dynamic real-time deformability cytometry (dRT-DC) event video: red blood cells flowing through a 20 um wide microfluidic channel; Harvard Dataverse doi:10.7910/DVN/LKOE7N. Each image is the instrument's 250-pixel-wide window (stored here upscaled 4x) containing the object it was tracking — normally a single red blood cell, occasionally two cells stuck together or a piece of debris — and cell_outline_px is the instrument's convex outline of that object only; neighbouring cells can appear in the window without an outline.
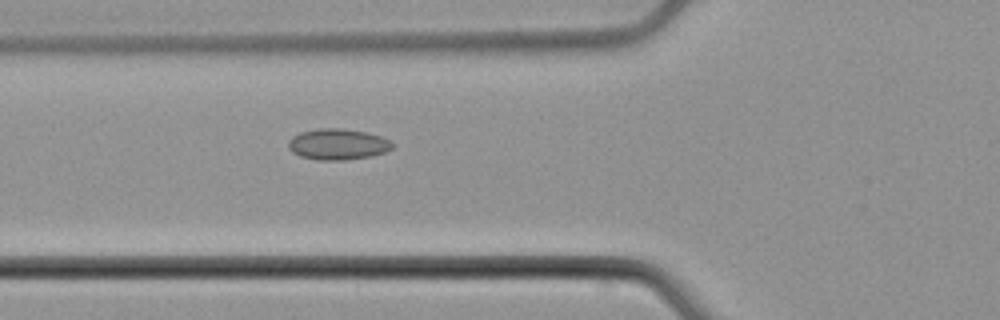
{"species": "common noctule bat (a hibernating species)", "species_latin": "Nyctalus noctula", "temperature_condition": "cold", "stored_images_in_passage": 3, "camera_frame_rate_fps": 3000, "um_per_image_px": 0.085, "animal": {"sex": "male", "body_mass_g": 21.5, "forearm_length_mm": 52.0}, "frame": {"image": 1, "passage_image": 3, "time_ms": 3.333, "image_size_px": [1000, 320], "cell_outline_px": [[392, 148], [384, 152], [372, 156], [348, 160], [316, 160], [300, 156], [292, 152], [288, 148], [288, 140], [292, 136], [300, 132], [320, 128], [344, 128], [368, 132], [392, 140]], "centroid_in_image_um": [28.7, 12.26], "position_along_channel_um": 97.1, "area_um2": 19.07}}